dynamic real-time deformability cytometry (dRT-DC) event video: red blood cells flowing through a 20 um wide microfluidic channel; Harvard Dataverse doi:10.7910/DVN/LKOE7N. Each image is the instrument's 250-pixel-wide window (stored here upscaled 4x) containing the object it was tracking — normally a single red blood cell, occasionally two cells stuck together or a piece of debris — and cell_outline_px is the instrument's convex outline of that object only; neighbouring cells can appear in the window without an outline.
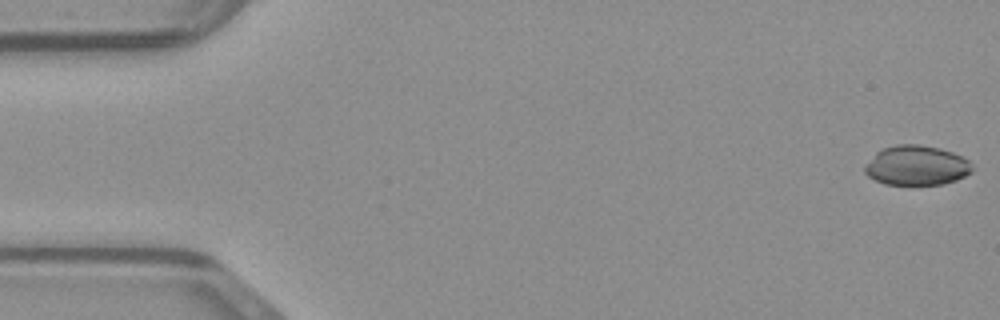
{"species": "common noctule bat (a hibernating species)", "species_latin": "Nyctalus noctula", "temperature_condition": "warm", "stored_images_in_passage": 43, "camera_frame_rate_fps": 3000, "um_per_image_px": 0.085, "animal": {"sex": "male", "body_mass_g": 23.1, "forearm_length_mm": 52.7}, "frame": {"image": 1, "passage_image": 1, "time_ms": 0.0, "image_size_px": [1000, 320], "cell_outline_px": [[972, 172], [956, 180], [944, 184], [884, 184], [868, 176], [864, 172], [864, 164], [876, 152], [884, 148], [896, 144], [916, 144], [940, 148], [964, 156], [972, 164]], "centroid_in_image_um": [77.9, 14.05], "position_along_channel_um": 7.1, "area_um2": 24.97}}
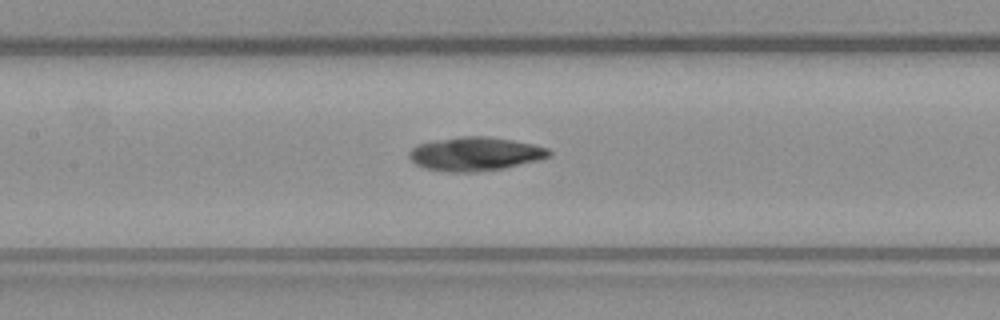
{"frame": {"image": 2, "passage_image": 22, "time_ms": 7.0, "image_size_px": [1000, 320], "cell_outline_px": [[552, 156], [504, 168], [476, 172], [444, 172], [424, 168], [416, 164], [408, 156], [408, 152], [416, 144], [436, 140], [460, 136], [488, 136], [512, 140], [532, 144], [548, 148], [552, 152]], "centroid_in_image_um": [40.36, 13.08], "position_along_channel_um": 167.0, "area_um2": 27.57}}
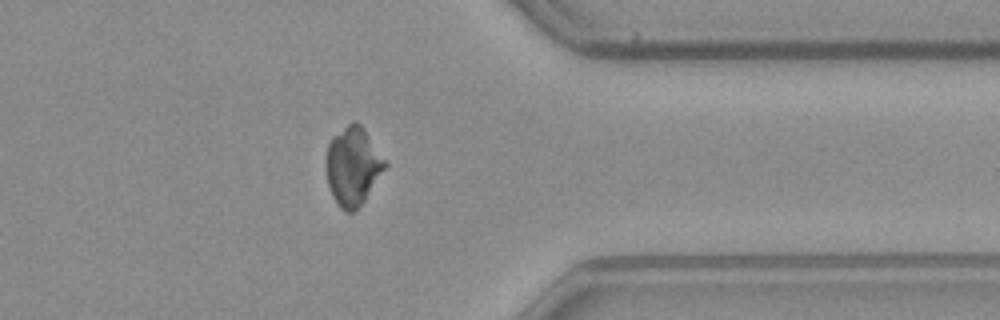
{"frame": {"image": 3, "passage_image": 38, "time_ms": 12.333, "image_size_px": [1000, 320], "cell_outline_px": [[388, 164], [356, 212], [344, 212], [340, 208], [332, 196], [328, 184], [324, 168], [324, 160], [328, 144], [332, 136], [352, 120], [356, 120], [364, 128]], "centroid_in_image_um": [29.95, 14.11], "position_along_channel_um": 381.4, "area_um2": 27.28}}